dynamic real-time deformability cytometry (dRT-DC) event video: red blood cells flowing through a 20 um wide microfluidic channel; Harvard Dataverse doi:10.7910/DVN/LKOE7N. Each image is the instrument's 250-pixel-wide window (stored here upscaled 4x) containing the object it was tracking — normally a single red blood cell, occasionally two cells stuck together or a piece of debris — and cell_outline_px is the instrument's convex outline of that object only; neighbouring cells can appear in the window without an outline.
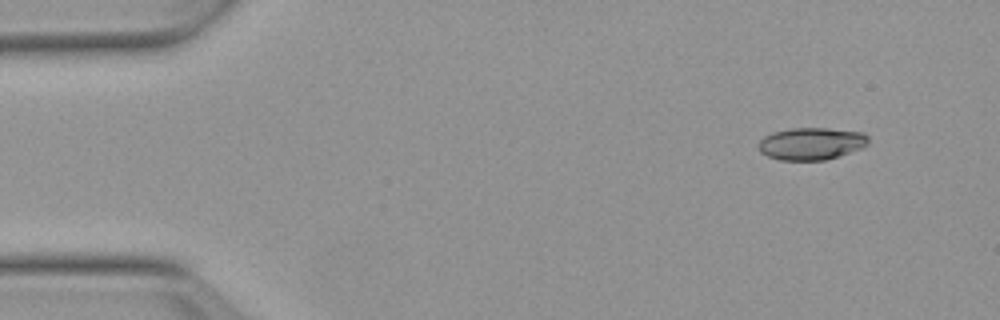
{"species": "Egyptian fruit bat (a non-hibernating species)", "species_latin": "Rousettus aegyptiacus", "temperature_condition": "warm", "stored_images_in_passage": 49, "camera_frame_rate_fps": 3000, "um_per_image_px": 0.085, "animal": {"sex": "female"}, "frame": {"image": 1, "passage_image": 1, "time_ms": 0.0, "image_size_px": [1000, 320], "cell_outline_px": [[868, 144], [860, 148], [824, 160], [780, 160], [768, 156], [760, 152], [760, 140], [764, 136], [772, 132], [792, 128], [828, 128], [864, 132], [868, 136]], "centroid_in_image_um": [68.96, 12.19], "position_along_channel_um": 16.0, "area_um2": 20.46}}
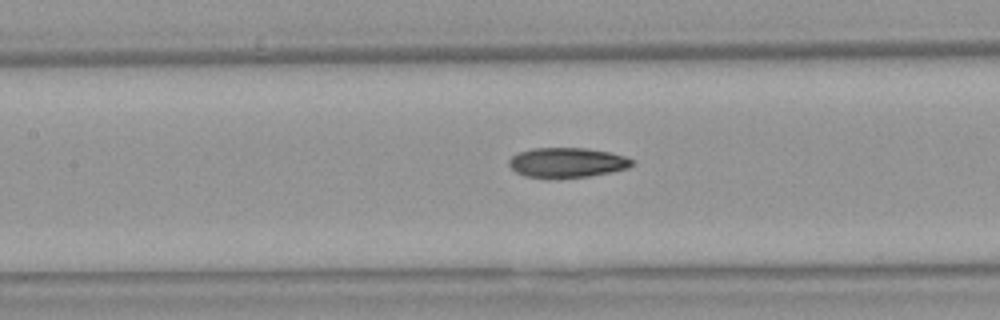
{"frame": {"image": 2, "passage_image": 20, "time_ms": 6.333, "image_size_px": [1000, 320], "cell_outline_px": [[632, 164], [628, 168], [588, 176], [524, 176], [516, 172], [508, 164], [508, 160], [516, 152], [532, 148], [588, 148], [608, 152], [624, 156], [632, 160]], "centroid_in_image_um": [48.15, 13.78], "position_along_channel_um": 159.2, "area_um2": 20.81}}
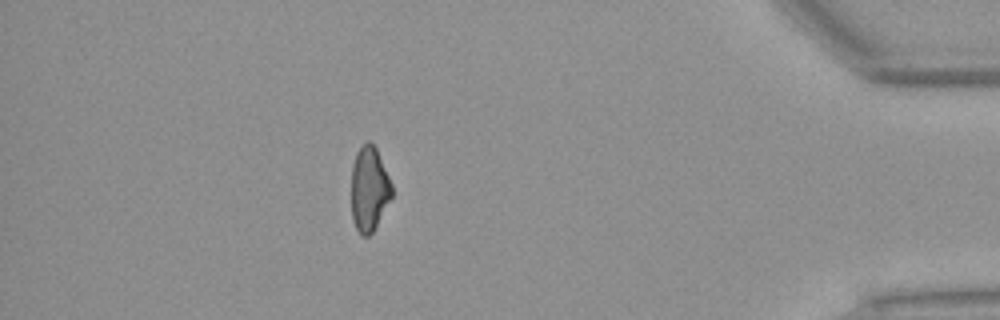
{"frame": {"image": 3, "passage_image": 43, "time_ms": 14.0, "image_size_px": [1000, 320], "cell_outline_px": [[392, 196], [372, 232], [368, 236], [360, 236], [352, 220], [352, 164], [356, 152], [368, 140], [376, 148], [392, 184]], "centroid_in_image_um": [31.37, 16.07], "position_along_channel_um": 403.8, "area_um2": 19.77}, "authors_computed_cell_mechanics": {"area_um2": 21.2126, "velocity_mm_per_s": 3.8373, "shape_relaxation_time_tau1_ms": null, "shape_relaxation_time_tau2_ms": 5.4161, "deformation_change_tau1": null, "deformation_change_tau2": 0.1295}}